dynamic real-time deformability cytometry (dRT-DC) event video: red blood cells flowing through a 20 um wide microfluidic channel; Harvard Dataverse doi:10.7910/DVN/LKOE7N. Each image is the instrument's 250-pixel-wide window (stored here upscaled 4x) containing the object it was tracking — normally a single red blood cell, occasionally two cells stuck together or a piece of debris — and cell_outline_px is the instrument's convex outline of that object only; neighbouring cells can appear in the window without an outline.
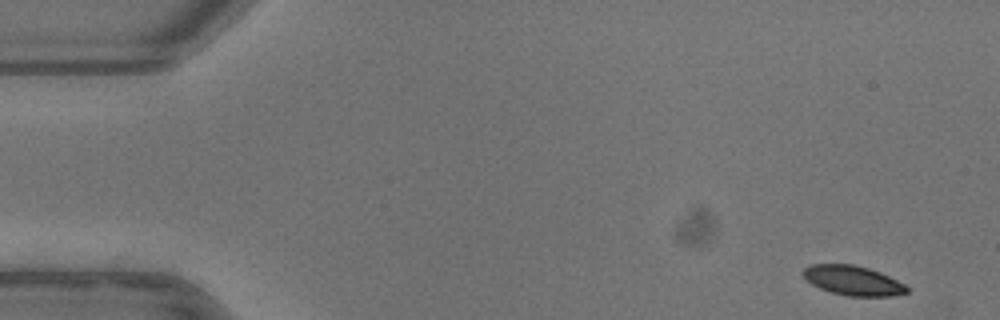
{"species": "common noctule bat (a hibernating species)", "species_latin": "Nyctalus noctula", "temperature_condition": "warm", "stored_images_in_passage": 43, "camera_frame_rate_fps": 3000, "um_per_image_px": 0.085, "animal": {"sex": "female"}, "frame": {"image": 1, "passage_image": 1, "time_ms": 0.0, "image_size_px": [1000, 320], "cell_outline_px": [[908, 292], [892, 296], [848, 296], [832, 292], [820, 288], [812, 284], [804, 276], [804, 268], [812, 264], [852, 264], [868, 268], [880, 272], [904, 284], [908, 288]], "centroid_in_image_um": [72.51, 23.84], "position_along_channel_um": 12.5, "area_um2": 17.63}}
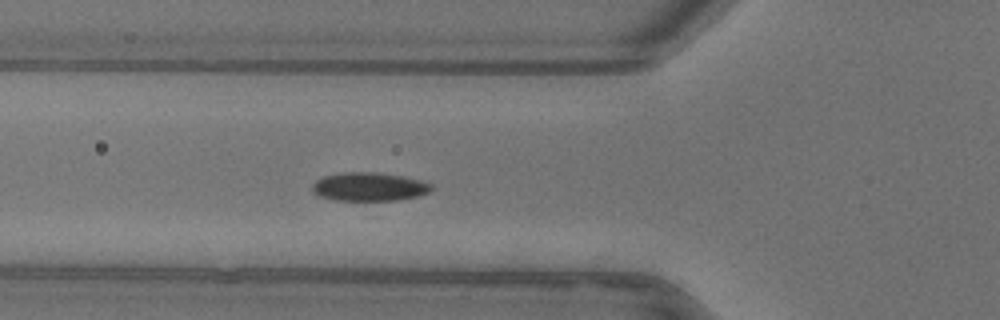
{"frame": {"image": 2, "passage_image": 17, "time_ms": 5.333, "image_size_px": [1000, 320], "cell_outline_px": [[432, 188], [428, 192], [420, 196], [396, 200], [336, 200], [320, 196], [312, 188], [312, 184], [316, 180], [324, 176], [344, 172], [372, 172], [400, 176], [420, 180], [432, 184]], "centroid_in_image_um": [31.39, 15.87], "position_along_channel_um": 94.4, "area_um2": 19.54}}
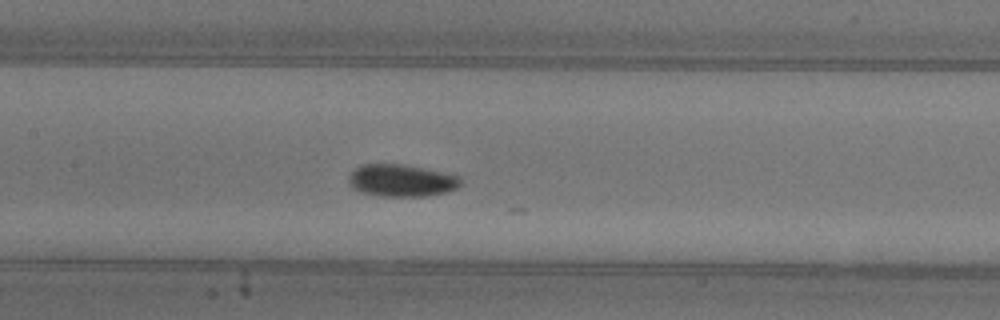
{"frame": {"image": 3, "passage_image": 23, "time_ms": 7.333, "image_size_px": [1000, 320], "cell_outline_px": [[460, 184], [456, 188], [444, 192], [428, 196], [380, 196], [360, 192], [352, 188], [348, 180], [348, 176], [352, 168], [360, 164], [404, 164], [424, 168], [460, 176]], "centroid_in_image_um": [34.05, 15.33], "position_along_channel_um": 173.4, "area_um2": 21.15}, "authors_computed_cell_mechanics": {"area_um2": 19.4786, "velocity_mm_per_s": 3.9204, "shape_relaxation_time_tau1_ms": 4.6883, "shape_relaxation_time_tau2_ms": 4.098, "deformation_change_tau1": 0.1132, "deformation_change_tau2": 0.067}}